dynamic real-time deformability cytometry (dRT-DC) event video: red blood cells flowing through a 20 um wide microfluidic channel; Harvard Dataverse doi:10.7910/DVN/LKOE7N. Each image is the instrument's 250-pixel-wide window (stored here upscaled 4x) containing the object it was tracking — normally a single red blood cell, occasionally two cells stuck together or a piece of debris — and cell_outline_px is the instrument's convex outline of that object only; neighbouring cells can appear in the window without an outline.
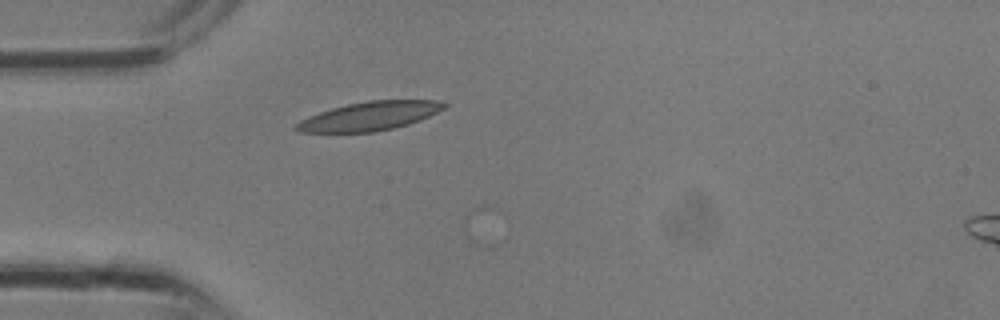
{"species": "common noctule bat (a hibernating species)", "species_latin": "Nyctalus noctula", "temperature_condition": "room temperature", "stored_images_in_passage": 11, "camera_frame_rate_fps": 3000, "um_per_image_px": 0.085, "animal": {"sex": "male", "body_mass_g": 13.3}, "frame": {"image": 1, "passage_image": 5, "time_ms": 1.333, "image_size_px": [1000, 320], "cell_outline_px": [[448, 104], [444, 108], [420, 120], [408, 124], [392, 128], [372, 132], [300, 132], [292, 128], [300, 120], [320, 112], [332, 108], [348, 104], [368, 100], [436, 100]], "centroid_in_image_um": [31.4, 9.86], "position_along_channel_um": 53.6, "area_um2": 24.51}}
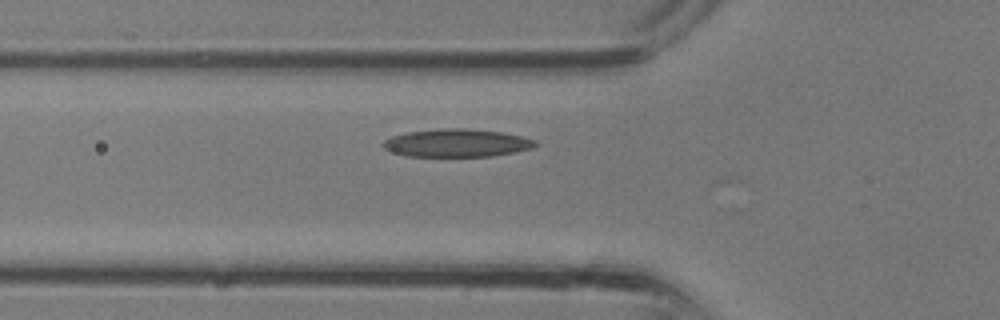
{"frame": {"image": 2, "passage_image": 7, "time_ms": 2.0, "image_size_px": [1000, 320], "cell_outline_px": [[536, 144], [532, 148], [492, 156], [404, 156], [392, 152], [384, 148], [380, 144], [384, 140], [392, 136], [408, 132], [440, 128], [468, 128], [500, 132], [520, 136], [536, 140]], "centroid_in_image_um": [38.77, 12.15], "position_along_channel_um": 87.0, "area_um2": 24.68}}
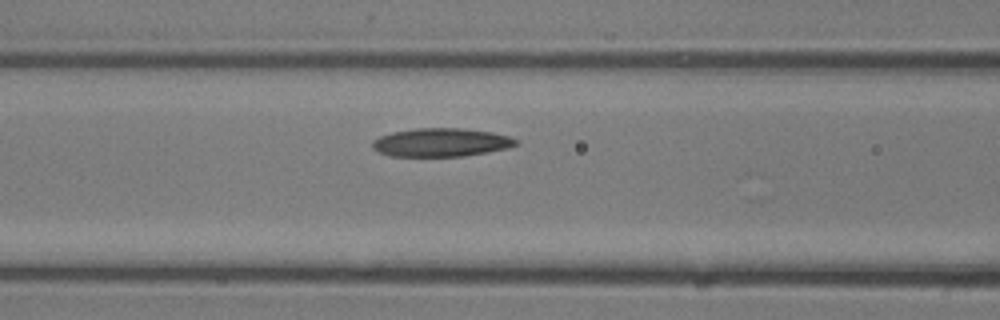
{"frame": {"image": 3, "passage_image": 9, "time_ms": 2.667, "image_size_px": [1000, 320], "cell_outline_px": [[520, 144], [508, 148], [488, 152], [464, 156], [388, 156], [376, 152], [372, 148], [372, 140], [380, 136], [392, 132], [416, 128], [464, 128], [492, 132], [508, 136], [516, 140]], "centroid_in_image_um": [37.47, 12.11], "position_along_channel_um": 129.1, "area_um2": 23.99}}